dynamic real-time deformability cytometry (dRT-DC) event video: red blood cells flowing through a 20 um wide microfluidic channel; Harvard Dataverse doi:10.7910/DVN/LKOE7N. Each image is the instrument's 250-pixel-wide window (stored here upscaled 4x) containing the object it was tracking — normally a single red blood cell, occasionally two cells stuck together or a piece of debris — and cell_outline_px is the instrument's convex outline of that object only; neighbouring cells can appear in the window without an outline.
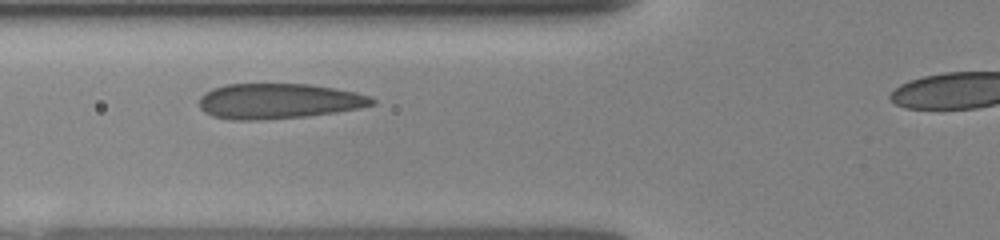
{"species": "human", "species_latin": "Homo sapiens", "temperature_condition": "room temperature", "stored_images_in_passage": 21, "camera_frame_rate_fps": 3000, "um_per_image_px": 0.085, "donor": {"sex": "female"}, "frame": {"image": 1, "passage_image": 2, "time_ms": 0.667, "image_size_px": [1000, 240], "cell_outline_px": [[376, 104], [360, 108], [336, 112], [308, 116], [256, 120], [228, 120], [212, 116], [204, 112], [200, 108], [200, 96], [204, 92], [212, 88], [224, 84], [308, 84], [356, 92], [368, 96], [376, 100]], "centroid_in_image_um": [23.64, 8.6], "position_along_channel_um": 102.2, "area_um2": 35.72}}
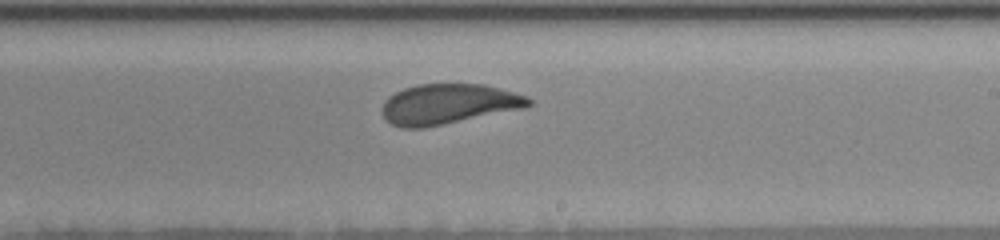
{"frame": {"image": 2, "passage_image": 11, "time_ms": 4.333, "image_size_px": [1000, 240], "cell_outline_px": [[532, 104], [524, 108], [424, 128], [400, 128], [392, 124], [380, 112], [384, 100], [388, 96], [404, 88], [416, 84], [484, 84], [528, 96], [532, 100]], "centroid_in_image_um": [38.09, 8.84], "position_along_channel_um": 250.9, "area_um2": 34.39}}
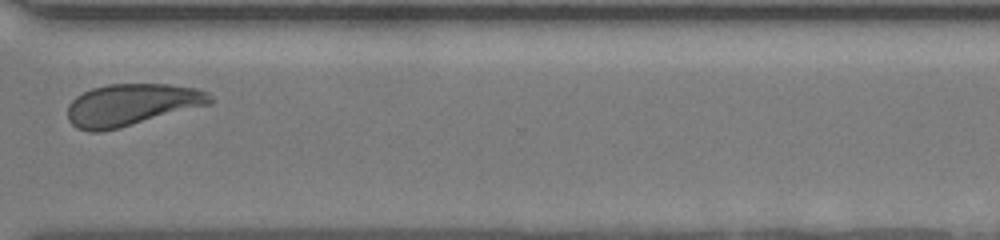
{"frame": {"image": 3, "passage_image": 17, "time_ms": 7.0, "image_size_px": [1000, 240], "cell_outline_px": [[212, 104], [120, 128], [100, 132], [88, 132], [76, 128], [68, 120], [68, 104], [76, 96], [92, 88], [108, 84], [168, 84], [196, 88], [208, 92], [212, 96]], "centroid_in_image_um": [11.19, 8.91], "position_along_channel_um": 359.4, "area_um2": 35.08}}